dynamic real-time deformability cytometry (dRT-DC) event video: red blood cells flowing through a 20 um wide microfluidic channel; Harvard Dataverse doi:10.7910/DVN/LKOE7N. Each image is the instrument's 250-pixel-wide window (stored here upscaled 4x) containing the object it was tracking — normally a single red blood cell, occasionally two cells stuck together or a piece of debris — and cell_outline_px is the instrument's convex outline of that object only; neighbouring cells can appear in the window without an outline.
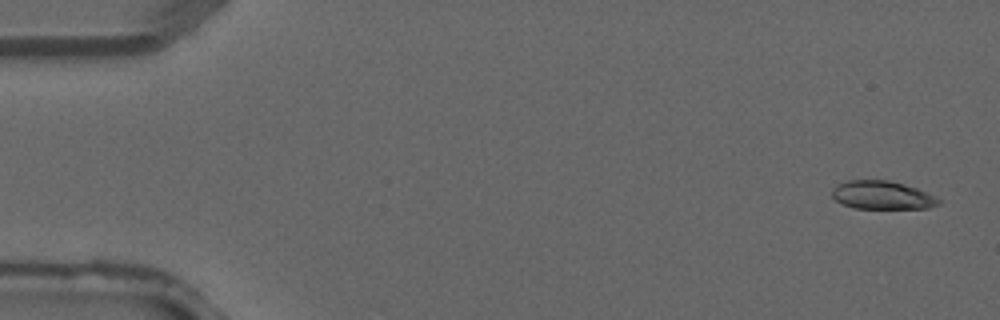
{"species": "common noctule bat (a hibernating species)", "species_latin": "Nyctalus noctula", "temperature_condition": "warm", "stored_images_in_passage": 3, "camera_frame_rate_fps": 3000, "um_per_image_px": 0.085, "animal": {"sex": "male", "forearm_length_mm": 52.5}, "frame": {"image": 1, "passage_image": 1, "time_ms": 0.0, "image_size_px": [1000, 320], "cell_outline_px": [[940, 204], [928, 208], [852, 208], [840, 204], [832, 196], [832, 188], [848, 180], [888, 180], [904, 184], [916, 188], [936, 196], [940, 200]], "centroid_in_image_um": [74.97, 16.59], "position_along_channel_um": 10.0, "area_um2": 17.57}}
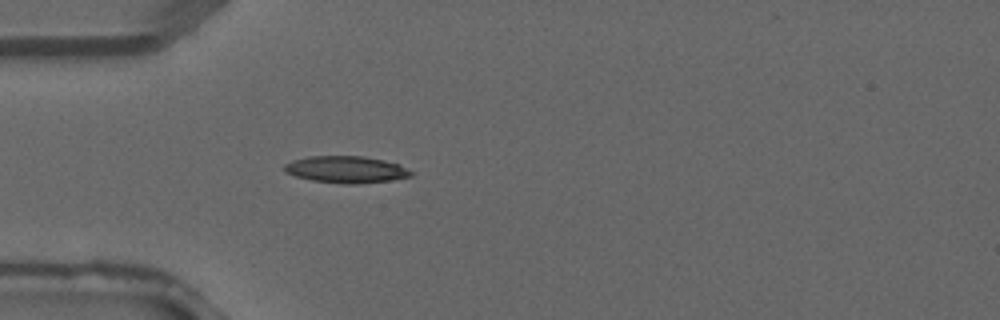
{"frame": {"image": 2, "passage_image": 3, "time_ms": 0.667, "image_size_px": [1000, 320], "cell_outline_px": [[416, 172], [412, 176], [388, 180], [360, 184], [344, 184], [312, 180], [296, 176], [284, 172], [284, 164], [292, 160], [308, 156], [364, 156], [396, 164]], "centroid_in_image_um": [29.39, 14.41], "position_along_channel_um": 55.6, "area_um2": 19.71}}